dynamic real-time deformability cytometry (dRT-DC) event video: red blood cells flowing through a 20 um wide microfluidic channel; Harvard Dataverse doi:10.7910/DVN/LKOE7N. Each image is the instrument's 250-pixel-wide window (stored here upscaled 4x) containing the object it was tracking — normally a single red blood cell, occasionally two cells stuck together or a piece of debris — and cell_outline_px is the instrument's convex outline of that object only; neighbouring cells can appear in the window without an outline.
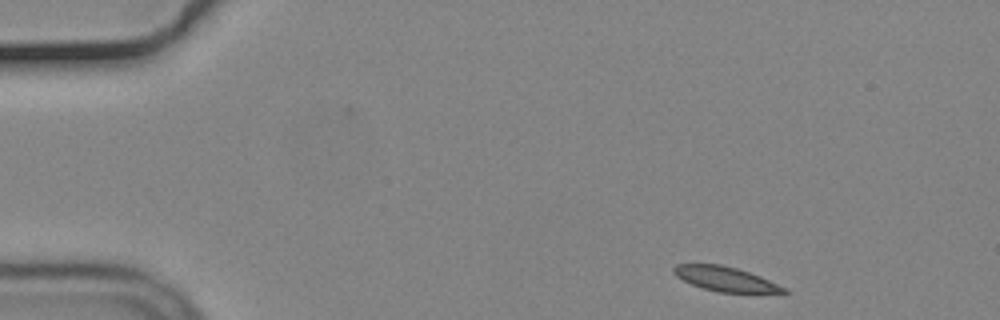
{"species": "common noctule bat (a hibernating species)", "species_latin": "Nyctalus noctula", "temperature_condition": "cold", "stored_images_in_passage": 49, "camera_frame_rate_fps": 3000, "um_per_image_px": 0.085, "animal": {"sex": "male", "body_mass_g": 19.2, "forearm_length_mm": 51.8}, "frame": {"image": 1, "passage_image": 1, "time_ms": 0.0, "image_size_px": [1000, 320], "cell_outline_px": [[788, 292], [720, 292], [704, 288], [692, 284], [676, 276], [672, 272], [672, 268], [676, 264], [720, 264], [736, 268], [760, 276], [788, 288]], "centroid_in_image_um": [61.64, 23.7], "position_along_channel_um": 23.4, "area_um2": 15.49}}
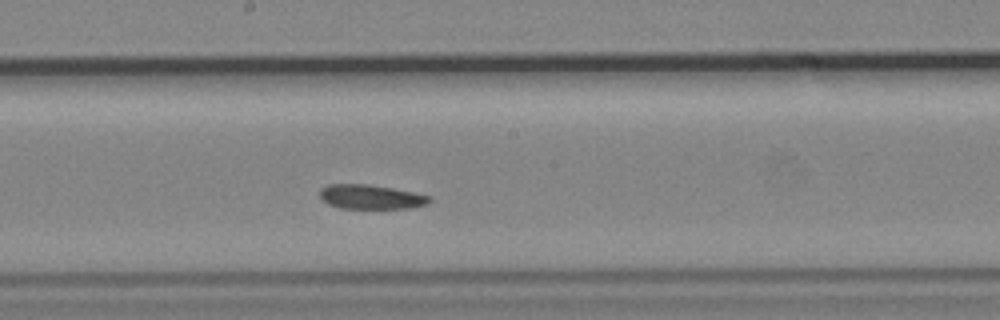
{"frame": {"image": 2, "passage_image": 24, "time_ms": 7.667, "image_size_px": [1000, 320], "cell_outline_px": [[432, 200], [428, 204], [412, 208], [340, 208], [328, 204], [320, 196], [320, 188], [328, 184], [368, 184], [392, 188], [432, 196]], "centroid_in_image_um": [31.55, 16.73], "position_along_channel_um": 216.7, "area_um2": 15.61}}
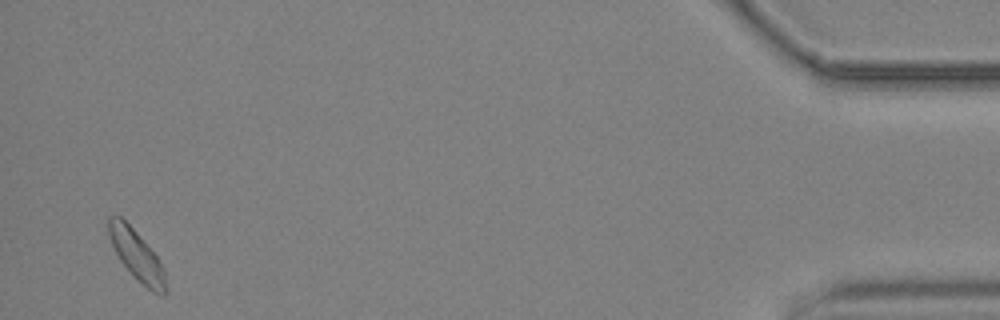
{"frame": {"image": 3, "passage_image": 48, "time_ms": 15.667, "image_size_px": [1000, 320], "cell_outline_px": [[168, 292], [164, 296], [152, 292], [120, 260], [108, 236], [108, 216], [120, 216], [136, 232], [156, 256], [164, 268]], "centroid_in_image_um": [11.65, 21.71], "position_along_channel_um": 423.6, "area_um2": 16.18}}